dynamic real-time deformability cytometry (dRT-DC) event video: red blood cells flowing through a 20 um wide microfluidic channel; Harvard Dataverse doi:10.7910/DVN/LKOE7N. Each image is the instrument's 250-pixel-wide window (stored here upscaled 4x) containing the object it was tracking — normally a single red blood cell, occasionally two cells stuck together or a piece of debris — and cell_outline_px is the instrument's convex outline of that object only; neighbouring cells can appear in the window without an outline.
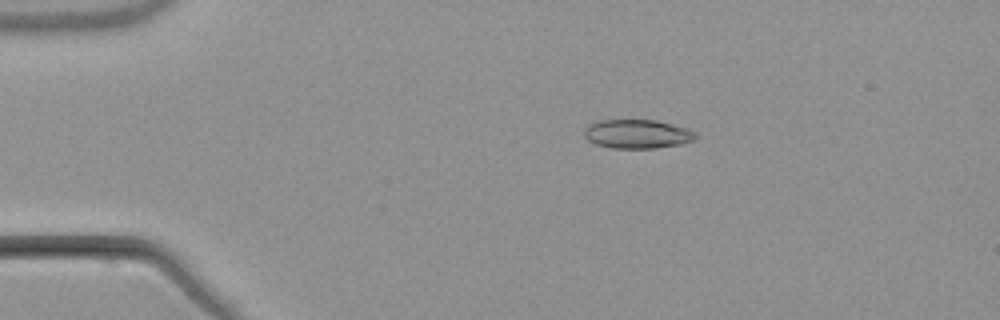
{"species": "common noctule bat (a hibernating species)", "species_latin": "Nyctalus noctula", "temperature_condition": "warm", "stored_images_in_passage": 5, "camera_frame_rate_fps": 3000, "um_per_image_px": 0.085, "animal": {"sex": "male", "body_mass_g": 21.5, "forearm_length_mm": 52.0}, "frame": {"image": 1, "passage_image": 2, "time_ms": 1.0, "image_size_px": [1000, 320], "cell_outline_px": [[700, 136], [692, 140], [680, 144], [656, 148], [612, 148], [596, 144], [588, 140], [584, 136], [584, 128], [588, 124], [596, 120], [656, 120], [672, 124], [696, 132]], "centroid_in_image_um": [54.14, 11.38], "position_along_channel_um": 30.9, "area_um2": 18.84}}
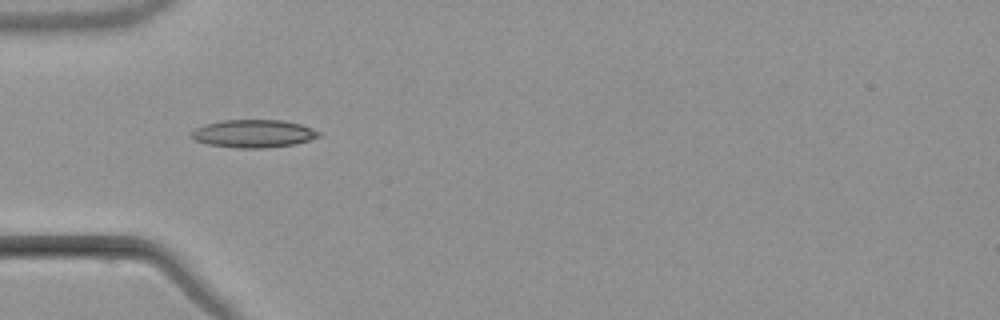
{"frame": {"image": 2, "passage_image": 4, "time_ms": 3.333, "image_size_px": [1000, 320], "cell_outline_px": [[320, 136], [296, 144], [264, 148], [240, 148], [208, 144], [196, 140], [188, 136], [196, 128], [204, 124], [224, 120], [280, 120], [300, 124], [312, 128], [320, 132]], "centroid_in_image_um": [21.54, 11.35], "position_along_channel_um": 63.5, "area_um2": 20.58}}
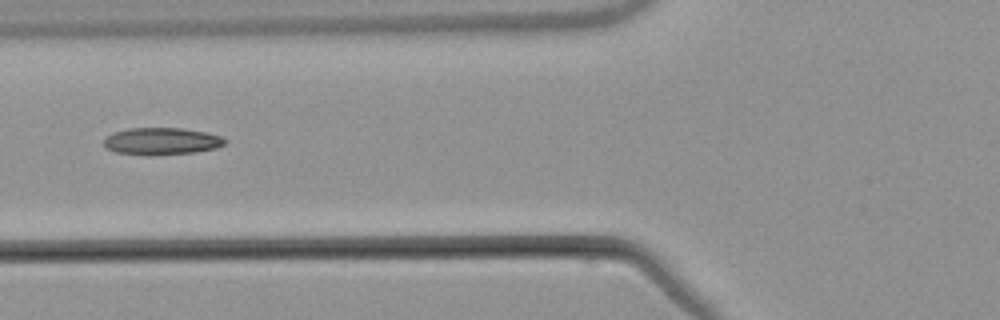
{"frame": {"image": 3, "passage_image": 5, "time_ms": 4.667, "image_size_px": [1000, 320], "cell_outline_px": [[228, 140], [224, 144], [216, 148], [196, 152], [156, 156], [148, 156], [116, 152], [108, 148], [104, 144], [104, 140], [112, 132], [128, 128], [180, 128], [204, 132], [220, 136]], "centroid_in_image_um": [13.74, 12.02], "position_along_channel_um": 112.1, "area_um2": 19.25}}